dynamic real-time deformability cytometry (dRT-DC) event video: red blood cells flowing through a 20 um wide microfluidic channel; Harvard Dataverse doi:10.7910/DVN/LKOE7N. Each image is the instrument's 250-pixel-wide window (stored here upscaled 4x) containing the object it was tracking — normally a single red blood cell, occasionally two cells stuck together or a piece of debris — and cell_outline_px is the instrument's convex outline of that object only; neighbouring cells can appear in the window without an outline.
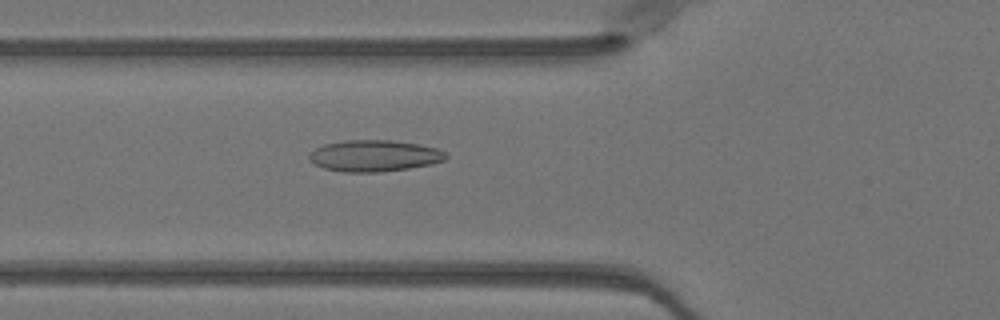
{"species": "Egyptian fruit bat (a non-hibernating species)", "species_latin": "Rousettus aegyptiacus", "temperature_condition": "warm", "stored_images_in_passage": 50, "camera_frame_rate_fps": 3000, "um_per_image_px": 0.085, "animal": {"sex": "female"}, "frame": {"image": 1, "passage_image": 18, "time_ms": 5.667, "image_size_px": [1000, 320], "cell_outline_px": [[448, 156], [444, 160], [432, 164], [408, 168], [380, 172], [344, 172], [324, 168], [308, 160], [308, 156], [316, 148], [324, 144], [344, 140], [392, 140], [420, 144], [436, 148], [444, 152]], "centroid_in_image_um": [31.81, 13.24], "position_along_channel_um": 94.0, "area_um2": 25.03}}
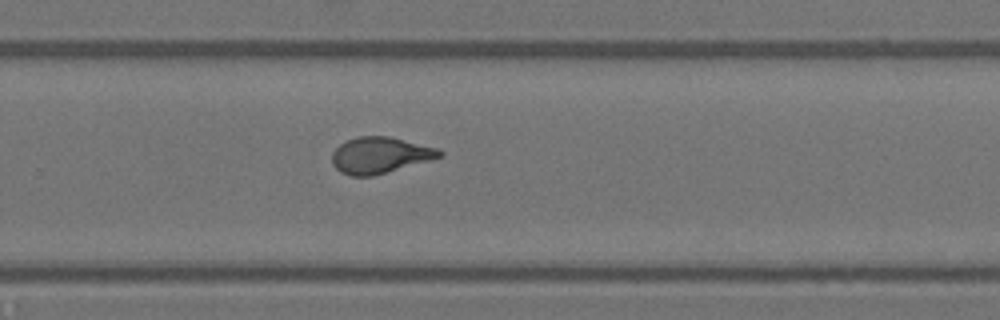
{"frame": {"image": 2, "passage_image": 33, "time_ms": 10.667, "image_size_px": [1000, 320], "cell_outline_px": [[444, 156], [432, 160], [372, 176], [352, 176], [340, 172], [332, 164], [332, 152], [340, 144], [348, 140], [360, 136], [392, 136], [436, 148], [444, 152]], "centroid_in_image_um": [32.32, 13.19], "position_along_channel_um": 297.5, "area_um2": 22.77}}
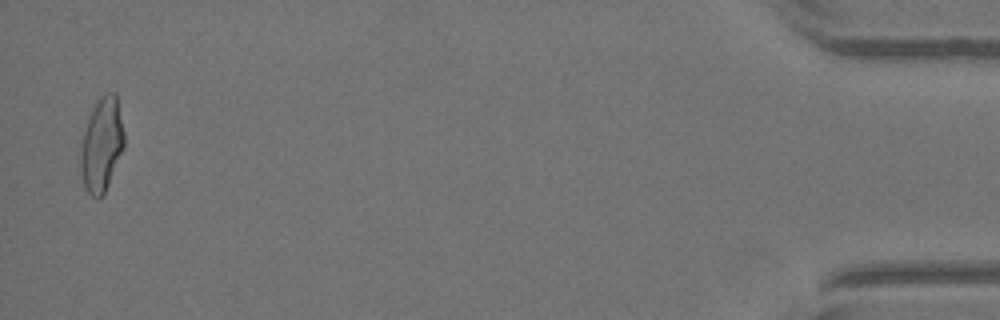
{"frame": {"image": 3, "passage_image": 49, "time_ms": 16.0, "image_size_px": [1000, 320], "cell_outline_px": [[124, 148], [108, 184], [104, 192], [96, 200], [88, 192], [84, 184], [80, 172], [80, 148], [84, 132], [92, 108], [100, 96], [108, 92], [116, 92], [124, 132]], "centroid_in_image_um": [8.64, 12.28], "position_along_channel_um": 426.6, "area_um2": 23.76}, "authors_computed_cell_mechanics": {"area_um2": 23.3512, "velocity_mm_per_s": 4.0679, "shape_relaxation_time_tau1_ms": 11.3519, "shape_relaxation_time_tau2_ms": 0.6787, "deformation_change_tau1": 0.2919, "deformation_change_tau2": 0.0795}}